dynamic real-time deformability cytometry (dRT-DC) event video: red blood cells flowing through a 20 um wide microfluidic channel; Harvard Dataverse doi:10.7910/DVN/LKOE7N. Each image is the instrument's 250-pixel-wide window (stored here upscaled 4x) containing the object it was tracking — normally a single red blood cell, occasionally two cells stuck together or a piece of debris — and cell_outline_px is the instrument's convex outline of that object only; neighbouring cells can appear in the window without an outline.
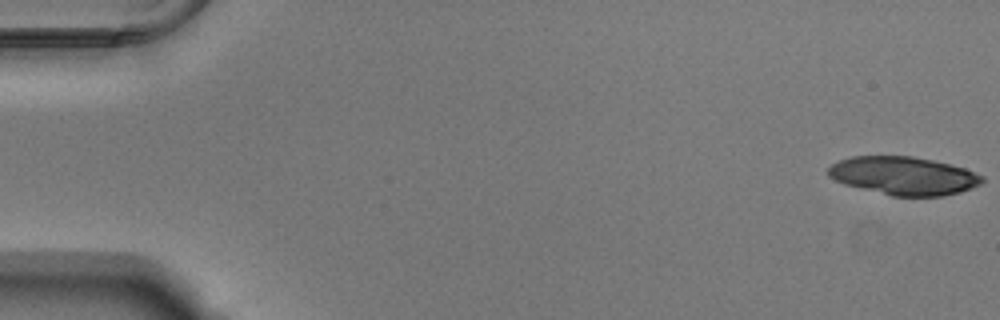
{"species": "Egyptian fruit bat (a non-hibernating species)", "species_latin": "Rousettus aegyptiacus", "temperature_condition": "warm", "stored_images_in_passage": 53, "camera_frame_rate_fps": 3000, "um_per_image_px": 0.085, "animal": {"sex": "male"}, "frame": {"image": 1, "passage_image": 1, "time_ms": 0.0, "image_size_px": [1000, 320], "cell_outline_px": [[984, 180], [980, 184], [972, 188], [960, 192], [944, 196], [892, 196], [844, 184], [828, 176], [828, 168], [832, 164], [840, 160], [852, 156], [912, 156], [952, 164], [964, 168], [984, 176]], "centroid_in_image_um": [76.83, 14.94], "position_along_channel_um": 8.2, "area_um2": 34.28}}
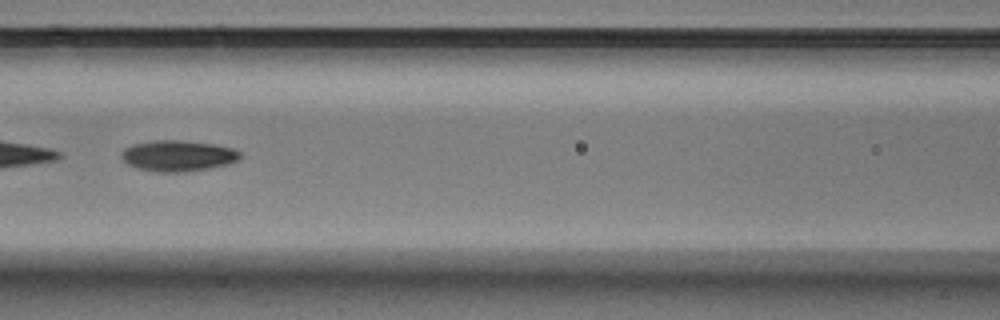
{"frame": {"image": 2, "passage_image": 25, "time_ms": 8.0, "image_size_px": [1000, 320], "cell_outline_px": [[240, 156], [236, 160], [228, 164], [208, 168], [184, 172], [156, 172], [136, 168], [128, 164], [120, 156], [120, 152], [124, 148], [132, 144], [152, 140], [184, 140], [212, 144], [232, 148], [240, 152]], "centroid_in_image_um": [15.06, 13.23], "position_along_channel_um": 151.5, "area_um2": 21.44}}
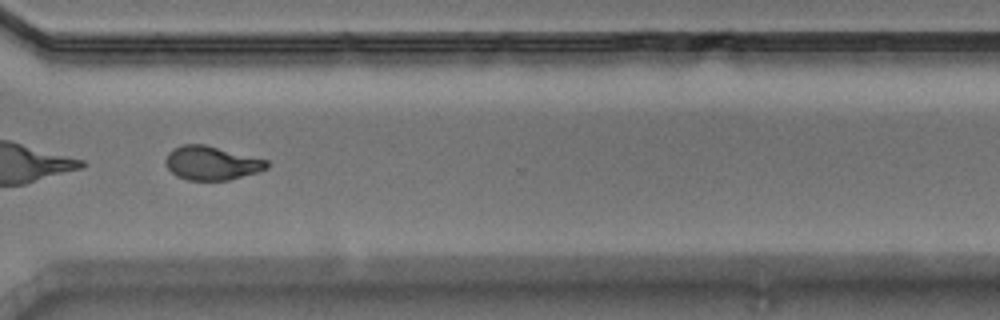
{"frame": {"image": 3, "passage_image": 41, "time_ms": 13.333, "image_size_px": [1000, 320], "cell_outline_px": [[268, 168], [256, 172], [228, 180], [188, 180], [176, 176], [168, 168], [164, 160], [168, 152], [172, 148], [180, 144], [204, 144], [268, 160]], "centroid_in_image_um": [17.94, 13.85], "position_along_channel_um": 352.7, "area_um2": 19.94}, "authors_computed_cell_mechanics": {"area_um2": 21.4438, "velocity_mm_per_s": 3.7753, "shape_relaxation_time_tau1_ms": 4.7365, "shape_relaxation_time_tau2_ms": 4.5047, "deformation_change_tau1": 0.1657, "deformation_change_tau2": 0.1054}}